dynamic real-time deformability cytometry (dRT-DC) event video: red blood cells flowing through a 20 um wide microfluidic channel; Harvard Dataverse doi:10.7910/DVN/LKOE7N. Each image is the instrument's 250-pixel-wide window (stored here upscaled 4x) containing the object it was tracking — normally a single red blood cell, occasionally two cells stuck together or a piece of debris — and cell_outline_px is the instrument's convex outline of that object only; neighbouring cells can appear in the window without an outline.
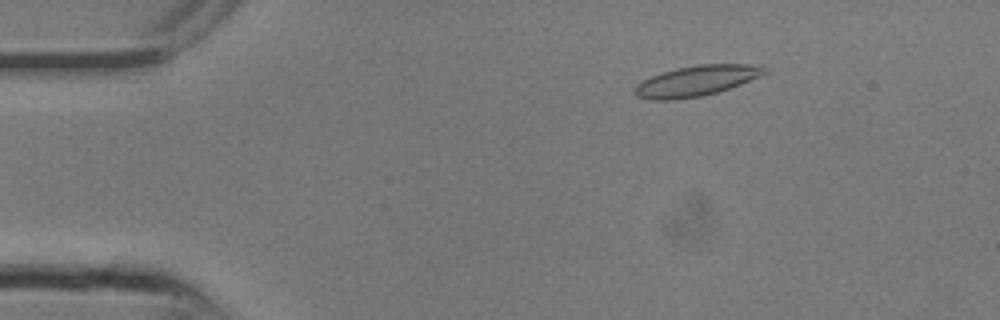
{"species": "common noctule bat (a hibernating species)", "species_latin": "Nyctalus noctula", "temperature_condition": "room temperature", "stored_images_in_passage": 11, "camera_frame_rate_fps": 3000, "um_per_image_px": 0.085, "animal": {"sex": "male", "body_mass_g": 13.3}, "frame": {"image": 1, "passage_image": 4, "time_ms": 1.0, "image_size_px": [1000, 320], "cell_outline_px": [[768, 72], [740, 84], [716, 92], [700, 96], [672, 100], [648, 100], [636, 96], [636, 84], [652, 76], [676, 68], [700, 64], [748, 64], [768, 68]], "centroid_in_image_um": [59.18, 6.87], "position_along_channel_um": 25.8, "area_um2": 22.66}}
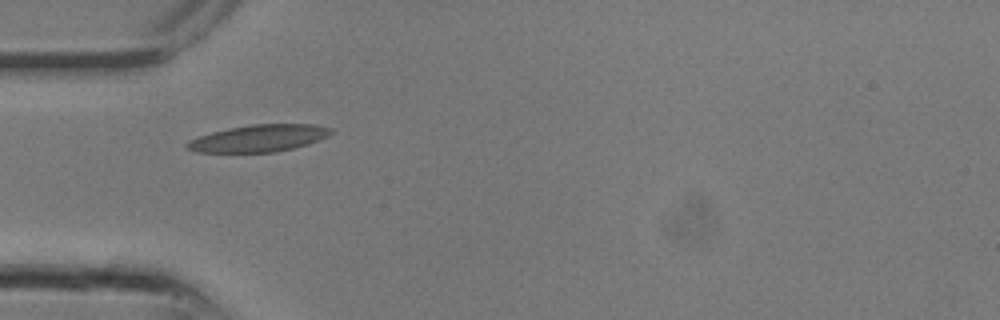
{"frame": {"image": 2, "passage_image": 8, "time_ms": 2.333, "image_size_px": [1000, 320], "cell_outline_px": [[332, 132], [328, 136], [308, 144], [276, 152], [196, 152], [188, 148], [184, 144], [188, 140], [212, 132], [228, 128], [252, 124], [312, 124], [332, 128]], "centroid_in_image_um": [21.99, 11.75], "position_along_channel_um": 63.0, "area_um2": 22.54}}
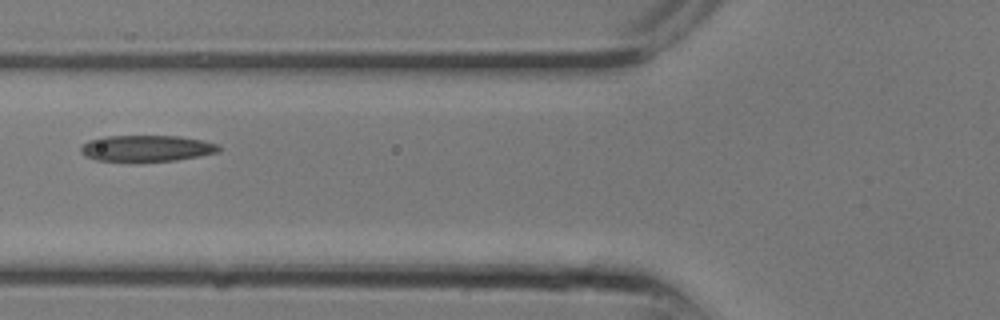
{"frame": {"image": 3, "passage_image": 10, "time_ms": 3.0, "image_size_px": [1000, 320], "cell_outline_px": [[220, 152], [200, 156], [176, 160], [136, 164], [96, 160], [84, 156], [80, 152], [80, 148], [88, 140], [104, 136], [180, 136], [204, 140], [220, 144]], "centroid_in_image_um": [12.46, 12.64], "position_along_channel_um": 113.3, "area_um2": 22.14}}